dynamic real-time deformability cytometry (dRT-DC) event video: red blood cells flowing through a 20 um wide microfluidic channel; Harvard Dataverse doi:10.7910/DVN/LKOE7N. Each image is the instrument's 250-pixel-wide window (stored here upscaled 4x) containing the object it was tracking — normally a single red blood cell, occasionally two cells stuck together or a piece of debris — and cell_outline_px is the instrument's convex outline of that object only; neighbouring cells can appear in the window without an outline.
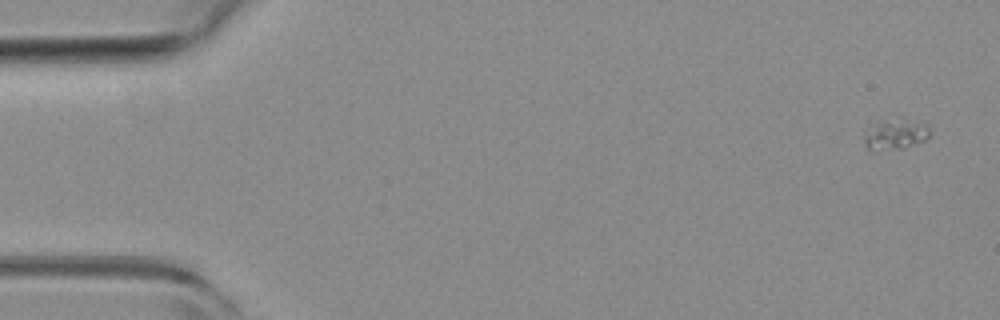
{"species": "common noctule bat (a hibernating species)", "species_latin": "Nyctalus noctula", "temperature_condition": "room temperature", "stored_images_in_passage": 5, "camera_frame_rate_fps": 3000, "um_per_image_px": 0.085, "animal": {"sex": "female", "body_mass_g": 19.3, "forearm_length_mm": 54.1}, "frame": {"image": 1, "passage_image": 1, "time_ms": 0.0, "image_size_px": [1000, 320], "cell_outline_px": [[928, 136], [924, 140], [904, 148], [876, 152], [872, 152], [868, 148], [864, 140], [864, 136], [884, 120], [900, 116], [928, 124]], "centroid_in_image_um": [76.16, 11.42], "position_along_channel_um": 8.8, "area_um2": 11.62}}
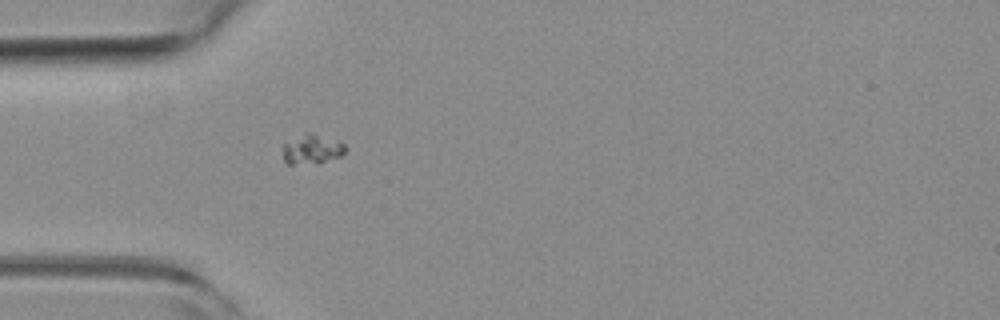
{"frame": {"image": 2, "passage_image": 5, "time_ms": 1.333, "image_size_px": [1000, 320], "cell_outline_px": [[344, 152], [340, 156], [324, 160], [292, 164], [288, 164], [284, 160], [284, 144], [304, 132], [312, 132], [344, 144]], "centroid_in_image_um": [26.47, 12.64], "position_along_channel_um": 58.5, "area_um2": 10.12}}